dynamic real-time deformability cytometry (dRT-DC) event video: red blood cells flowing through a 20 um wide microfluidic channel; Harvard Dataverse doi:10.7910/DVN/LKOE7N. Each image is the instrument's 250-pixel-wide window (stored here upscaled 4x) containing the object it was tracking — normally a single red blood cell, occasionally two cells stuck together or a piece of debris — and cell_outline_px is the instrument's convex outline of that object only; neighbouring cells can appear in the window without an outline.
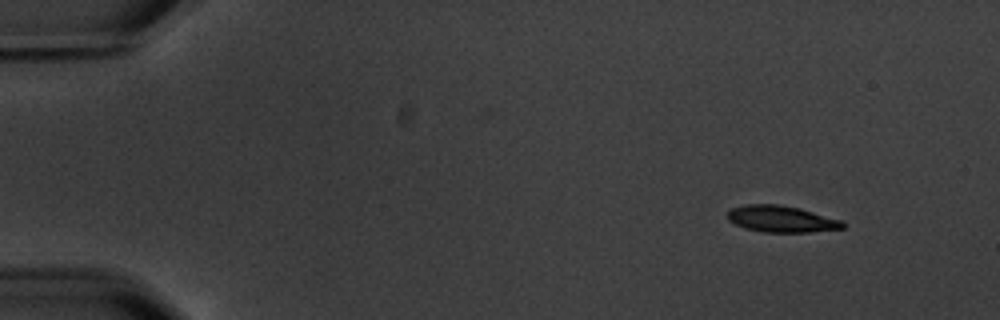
{"species": "common noctule bat (a hibernating species)", "species_latin": "Nyctalus noctula", "temperature_condition": "warm", "stored_images_in_passage": 4, "camera_frame_rate_fps": 3000, "um_per_image_px": 0.085, "animal": {"sex": "male", "body_mass_g": 20.1, "forearm_length_mm": 53.5}, "frame": {"image": 1, "passage_image": 1, "time_ms": 0.0, "image_size_px": [1000, 320], "cell_outline_px": [[844, 228], [812, 232], [764, 232], [744, 228], [728, 220], [728, 212], [732, 208], [744, 204], [776, 204], [800, 208], [840, 220], [844, 224]], "centroid_in_image_um": [66.39, 18.61], "position_along_channel_um": 18.6, "area_um2": 17.69}}
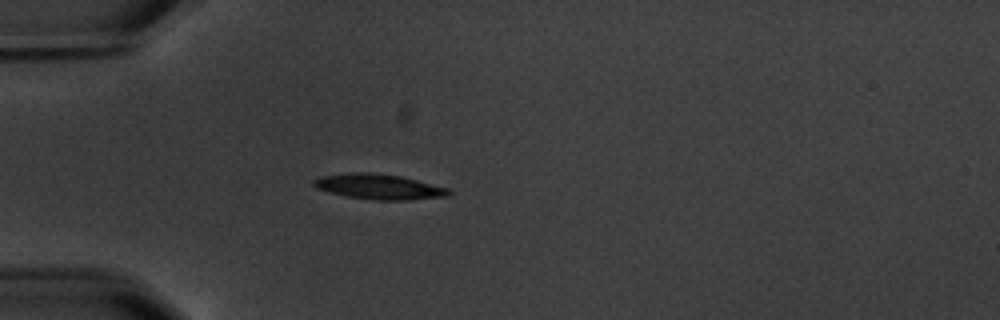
{"frame": {"image": 2, "passage_image": 3, "time_ms": 3.667, "image_size_px": [1000, 320], "cell_outline_px": [[452, 192], [448, 196], [408, 200], [376, 200], [348, 196], [316, 188], [312, 184], [312, 180], [320, 176], [352, 172], [368, 172], [400, 176], [448, 188]], "centroid_in_image_um": [32.2, 15.86], "position_along_channel_um": 52.8, "area_um2": 19.65}}